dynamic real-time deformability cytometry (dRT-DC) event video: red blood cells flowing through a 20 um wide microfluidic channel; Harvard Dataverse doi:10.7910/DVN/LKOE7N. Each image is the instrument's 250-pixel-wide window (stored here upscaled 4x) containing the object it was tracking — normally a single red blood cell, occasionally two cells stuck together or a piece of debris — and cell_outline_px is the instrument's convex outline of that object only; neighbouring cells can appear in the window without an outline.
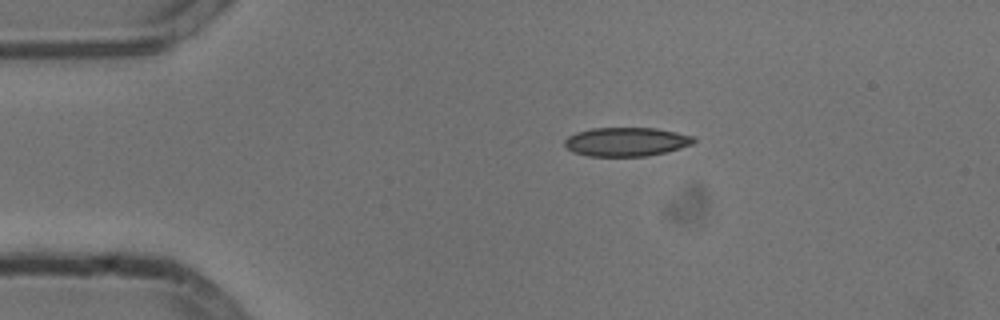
{"species": "common noctule bat (a hibernating species)", "species_latin": "Nyctalus noctula", "temperature_condition": "cold", "stored_images_in_passage": 44, "camera_frame_rate_fps": 3000, "um_per_image_px": 0.085, "animal": {"sex": "male", "body_mass_g": 13.3}, "frame": {"image": 1, "passage_image": 1, "time_ms": 0.0, "image_size_px": [1000, 320], "cell_outline_px": [[696, 140], [688, 144], [664, 152], [640, 156], [592, 156], [576, 152], [568, 148], [564, 144], [564, 140], [568, 136], [592, 128], [652, 128], [692, 136]], "centroid_in_image_um": [53.16, 12.04], "position_along_channel_um": 31.8, "area_um2": 20.87}}
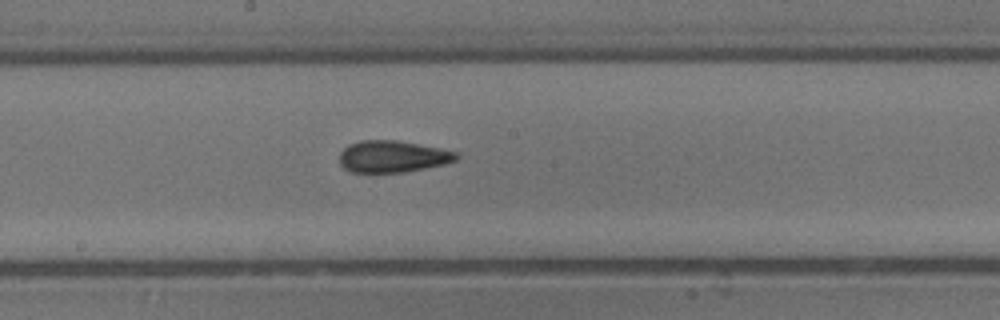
{"frame": {"image": 2, "passage_image": 19, "time_ms": 6.0, "image_size_px": [1000, 320], "cell_outline_px": [[460, 156], [456, 160], [440, 164], [400, 172], [352, 172], [344, 168], [340, 164], [340, 152], [348, 144], [360, 140], [396, 140], [456, 152]], "centroid_in_image_um": [33.29, 13.29], "position_along_channel_um": 214.9, "area_um2": 21.1}}
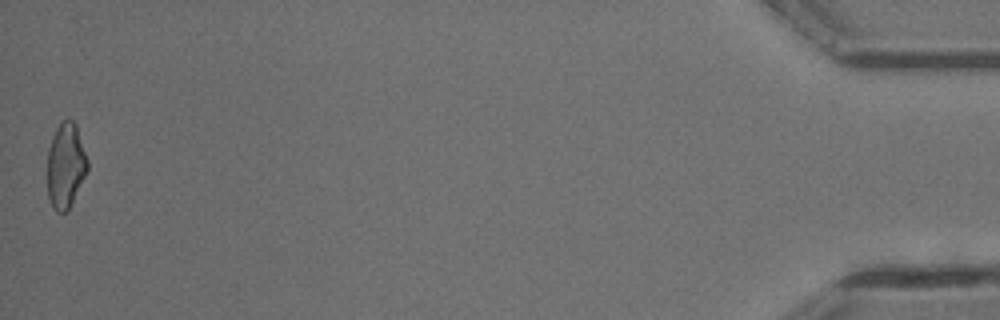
{"frame": {"image": 3, "passage_image": 44, "time_ms": 14.333, "image_size_px": [1000, 320], "cell_outline_px": [[88, 168], [68, 208], [64, 212], [56, 212], [48, 196], [48, 148], [52, 136], [60, 120], [72, 120], [76, 124], [88, 160]], "centroid_in_image_um": [5.57, 14.01], "position_along_channel_um": 429.6, "area_um2": 19.54}, "authors_computed_cell_mechanics": {"area_um2": 20.8947, "velocity_mm_per_s": 3.8032, "shape_relaxation_time_tau1_ms": 8.5137, "shape_relaxation_time_tau2_ms": 2.4144, "deformation_change_tau1": 0.1826, "deformation_change_tau2": 0.1013}}